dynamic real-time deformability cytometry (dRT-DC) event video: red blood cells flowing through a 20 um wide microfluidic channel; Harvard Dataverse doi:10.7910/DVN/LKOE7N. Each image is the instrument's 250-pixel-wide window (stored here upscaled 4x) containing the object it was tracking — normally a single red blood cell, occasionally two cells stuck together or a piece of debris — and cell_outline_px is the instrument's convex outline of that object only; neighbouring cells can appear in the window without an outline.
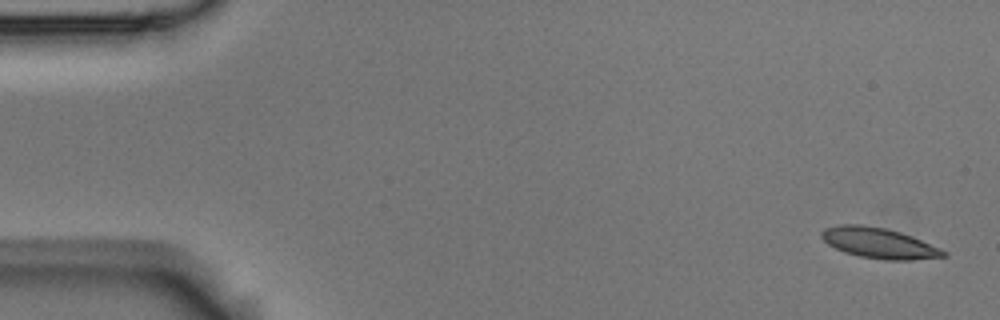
{"species": "Egyptian fruit bat (a non-hibernating species)", "species_latin": "Rousettus aegyptiacus", "temperature_condition": "room temperature", "stored_images_in_passage": 2, "camera_frame_rate_fps": 3000, "um_per_image_px": 0.085, "animal": {"sex": "male"}, "frame": {"image": 1, "passage_image": 2, "time_ms": 0.333, "image_size_px": [1000, 320], "cell_outline_px": [[948, 256], [912, 260], [884, 260], [860, 256], [844, 252], [828, 244], [820, 236], [820, 232], [824, 228], [840, 224], [860, 224], [884, 228], [900, 232], [912, 236], [940, 248], [948, 252]], "centroid_in_image_um": [74.71, 20.66], "position_along_channel_um": 10.3, "area_um2": 21.73}}